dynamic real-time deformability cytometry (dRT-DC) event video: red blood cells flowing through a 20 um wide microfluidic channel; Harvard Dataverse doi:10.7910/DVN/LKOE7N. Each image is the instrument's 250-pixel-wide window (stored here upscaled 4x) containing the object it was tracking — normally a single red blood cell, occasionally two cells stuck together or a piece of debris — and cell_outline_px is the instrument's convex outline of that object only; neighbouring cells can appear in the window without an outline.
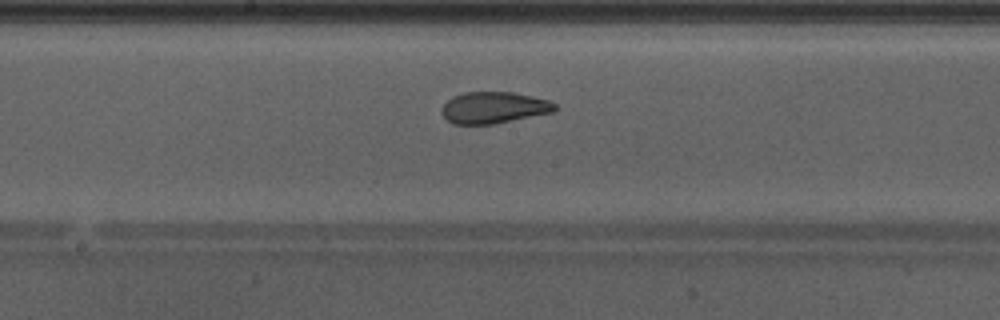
{"species": "Egyptian fruit bat (a non-hibernating species)", "species_latin": "Rousettus aegyptiacus", "temperature_condition": "warm", "stored_images_in_passage": 40, "camera_frame_rate_fps": 3000, "um_per_image_px": 0.085, "animal": {"sex": "male"}, "frame": {"image": 1, "passage_image": 18, "time_ms": 5.667, "image_size_px": [1000, 320], "cell_outline_px": [[556, 108], [552, 112], [492, 124], [452, 124], [440, 112], [440, 108], [452, 96], [464, 92], [512, 92], [532, 96], [548, 100], [556, 104]], "centroid_in_image_um": [41.92, 9.14], "position_along_channel_um": 206.3, "area_um2": 20.69}}
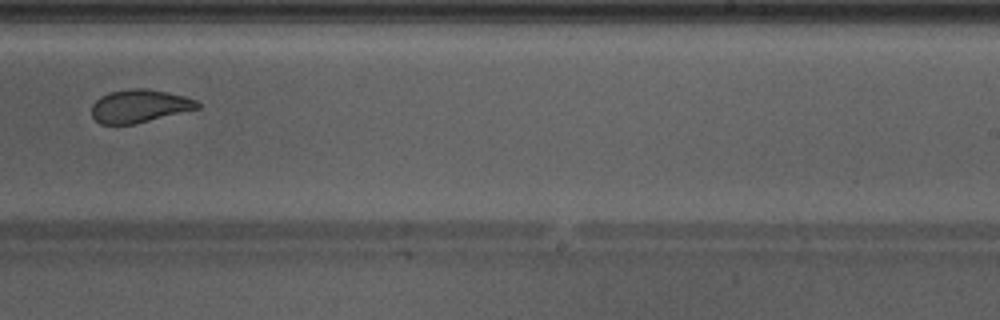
{"frame": {"image": 2, "passage_image": 23, "time_ms": 7.333, "image_size_px": [1000, 320], "cell_outline_px": [[200, 108], [132, 124], [100, 124], [92, 116], [92, 104], [100, 96], [108, 92], [132, 88], [148, 88], [168, 92], [184, 96], [196, 100], [200, 104]], "centroid_in_image_um": [11.84, 9.0], "position_along_channel_um": 277.2, "area_um2": 20.29}, "authors_computed_cell_mechanics": {"area_um2": 22.2819, "velocity_mm_per_s": 4.2712, "shape_relaxation_time_tau1_ms": 5.8072, "shape_relaxation_time_tau2_ms": 1.0556, "deformation_change_tau1": 0.1879, "deformation_change_tau2": 0.0688}}